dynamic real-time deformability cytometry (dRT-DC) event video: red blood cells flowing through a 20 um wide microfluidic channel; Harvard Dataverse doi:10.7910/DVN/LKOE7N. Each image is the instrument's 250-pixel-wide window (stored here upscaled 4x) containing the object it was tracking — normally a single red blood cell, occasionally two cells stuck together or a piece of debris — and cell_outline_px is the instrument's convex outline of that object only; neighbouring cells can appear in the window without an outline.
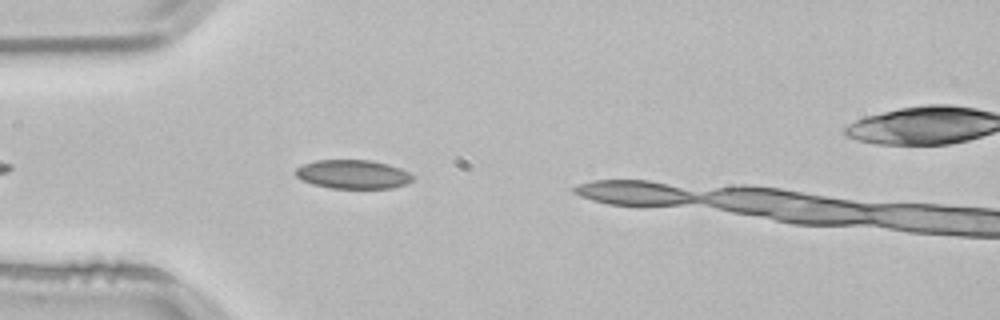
{"species": "common noctule bat (a hibernating species)", "species_latin": "Nyctalus noctula", "temperature_condition": "room temperature", "stored_images_in_passage": 37, "camera_frame_rate_fps": 3000, "um_per_image_px": 0.085, "animal": {"sex": "male", "body_mass_g": 21.5, "forearm_length_mm": 52.0}, "frame": {"image": 1, "passage_image": 6, "time_ms": 1.667, "image_size_px": [1000, 320], "cell_outline_px": [[412, 180], [404, 184], [392, 188], [332, 188], [312, 184], [300, 180], [296, 176], [296, 168], [304, 164], [316, 160], [372, 160], [388, 164], [400, 168], [408, 172], [412, 176]], "centroid_in_image_um": [29.97, 14.81], "position_along_channel_um": 55.0, "area_um2": 19.59}}
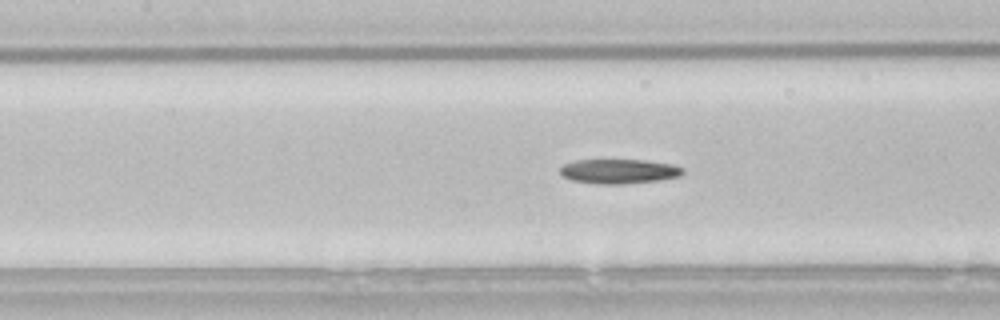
{"frame": {"image": 2, "passage_image": 11, "time_ms": 3.333, "image_size_px": [1000, 320], "cell_outline_px": [[684, 172], [680, 176], [660, 180], [624, 184], [596, 184], [572, 180], [564, 176], [560, 172], [560, 168], [564, 164], [576, 160], [644, 160], [672, 164], [684, 168]], "centroid_in_image_um": [52.63, 14.56], "position_along_channel_um": 154.8, "area_um2": 17.57}, "authors_computed_cell_mechanics": {"area_um2": 17.4556, "velocity_mm_per_s": 3.839, "shape_relaxation_time_tau1_ms": 8.3696, "shape_relaxation_time_tau2_ms": null, "deformation_change_tau1": 0.1617, "deformation_change_tau2": null}}